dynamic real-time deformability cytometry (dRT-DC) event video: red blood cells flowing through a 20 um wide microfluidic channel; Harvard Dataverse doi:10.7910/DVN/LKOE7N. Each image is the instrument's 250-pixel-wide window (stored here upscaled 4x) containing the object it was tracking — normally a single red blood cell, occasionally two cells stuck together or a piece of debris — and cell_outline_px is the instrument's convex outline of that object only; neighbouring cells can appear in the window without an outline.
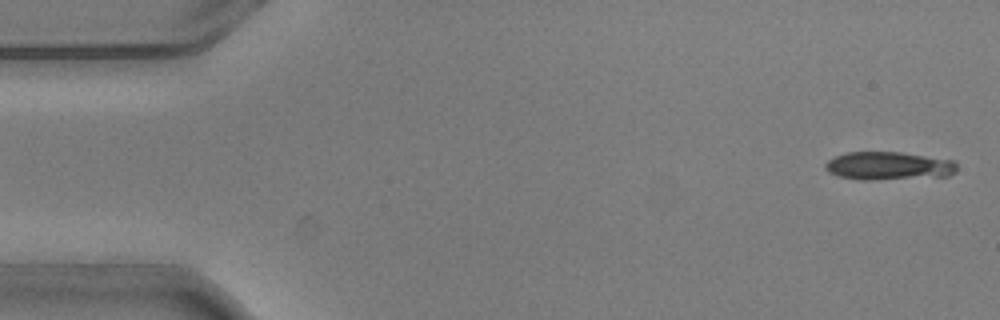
{"species": "common noctule bat (a hibernating species)", "species_latin": "Nyctalus noctula", "temperature_condition": "warm", "stored_images_in_passage": 5, "camera_frame_rate_fps": 3000, "um_per_image_px": 0.085, "animal": {"sex": "male", "body_mass_g": 20.5, "forearm_length_mm": 52.5}, "frame": {"image": 1, "passage_image": 1, "time_ms": 0.0, "image_size_px": [1000, 320], "cell_outline_px": [[956, 172], [948, 176], [868, 180], [864, 180], [840, 176], [828, 172], [824, 168], [824, 164], [828, 160], [836, 156], [848, 152], [900, 152], [956, 160]], "centroid_in_image_um": [75.55, 14.09], "position_along_channel_um": 9.4, "area_um2": 21.62}}